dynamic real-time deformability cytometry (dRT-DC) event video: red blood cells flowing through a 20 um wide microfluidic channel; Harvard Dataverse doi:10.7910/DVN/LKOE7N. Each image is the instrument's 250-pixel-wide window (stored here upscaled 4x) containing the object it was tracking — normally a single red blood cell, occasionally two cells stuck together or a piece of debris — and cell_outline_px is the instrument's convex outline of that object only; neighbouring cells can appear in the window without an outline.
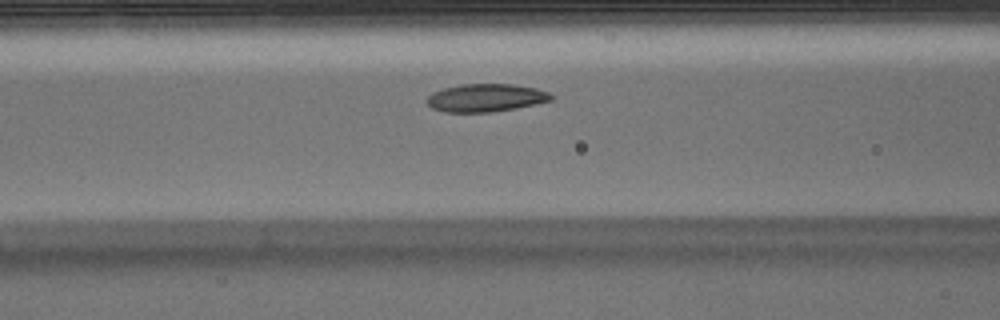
{"species": "Egyptian fruit bat (a non-hibernating species)", "species_latin": "Rousettus aegyptiacus", "temperature_condition": "warm", "stored_images_in_passage": 38, "camera_frame_rate_fps": 3000, "um_per_image_px": 0.085, "animal": {"sex": "male"}, "frame": {"image": 1, "passage_image": 12, "time_ms": 3.667, "image_size_px": [1000, 320], "cell_outline_px": [[552, 100], [536, 104], [516, 108], [492, 112], [444, 112], [432, 108], [424, 100], [432, 92], [444, 88], [460, 84], [512, 84], [536, 88], [548, 92], [552, 96]], "centroid_in_image_um": [41.26, 8.31], "position_along_channel_um": 125.3, "area_um2": 20.29}}
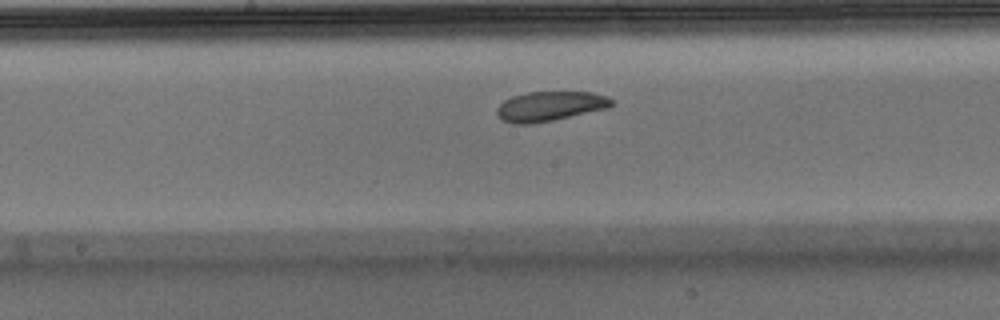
{"frame": {"image": 2, "passage_image": 18, "time_ms": 5.667, "image_size_px": [1000, 320], "cell_outline_px": [[616, 104], [608, 108], [552, 120], [532, 124], [512, 124], [500, 120], [496, 112], [496, 108], [504, 100], [512, 96], [528, 92], [592, 92], [608, 96]], "centroid_in_image_um": [46.73, 9.03], "position_along_channel_um": 201.5, "area_um2": 20.0}}
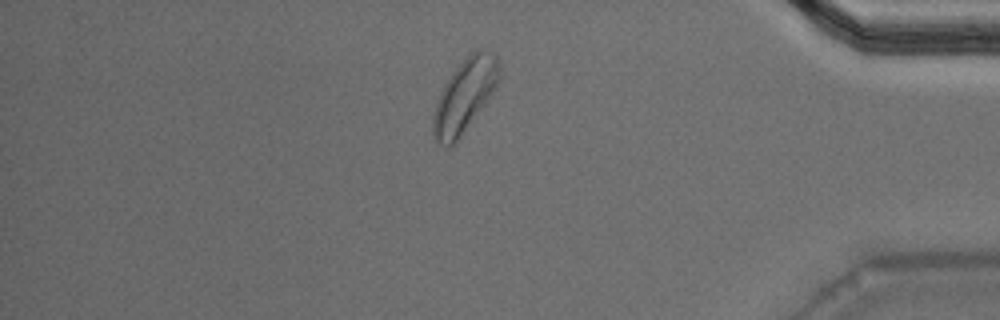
{"frame": {"image": 3, "passage_image": 36, "time_ms": 11.667, "image_size_px": [1000, 320], "cell_outline_px": [[500, 80], [496, 88], [488, 100], [456, 144], [448, 148], [444, 148], [432, 136], [432, 116], [440, 92], [444, 84], [452, 72], [476, 48], [488, 48], [500, 60]], "centroid_in_image_um": [39.51, 8.15], "position_along_channel_um": 395.7, "area_um2": 28.78}, "authors_computed_cell_mechanics": {"area_um2": 20.5479, "velocity_mm_per_s": 3.8011, "shape_relaxation_time_tau1_ms": 3.1637, "shape_relaxation_time_tau2_ms": 5.6028, "deformation_change_tau1": 0.1082, "deformation_change_tau2": 0.1247}}